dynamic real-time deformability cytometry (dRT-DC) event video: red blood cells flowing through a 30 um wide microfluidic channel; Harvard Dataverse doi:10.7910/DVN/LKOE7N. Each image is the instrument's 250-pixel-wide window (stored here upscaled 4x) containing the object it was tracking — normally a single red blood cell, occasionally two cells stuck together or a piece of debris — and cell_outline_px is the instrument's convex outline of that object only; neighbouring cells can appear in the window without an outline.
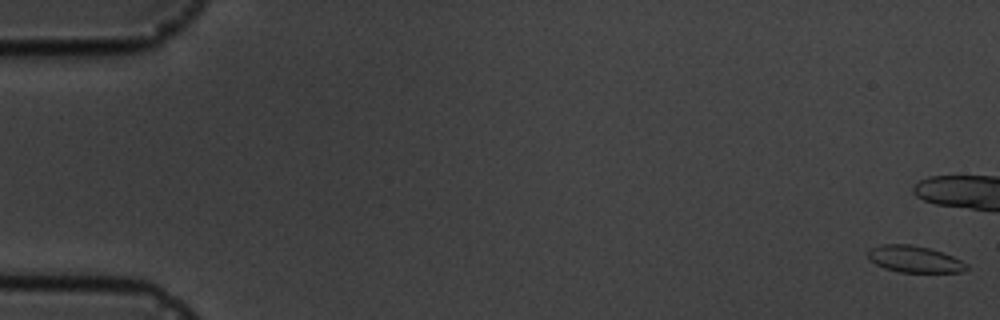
{"species": "common noctule bat (a hibernating species)", "species_latin": "Nyctalus noctula", "temperature_condition": "cold", "stored_images_in_passage": 18, "camera_frame_rate_fps": 3000, "um_per_image_px": 0.085, "animal": {"sex": "male", "body_mass_g": 19.5, "forearm_length_mm": 54.6}, "frame": {"image": 1, "passage_image": 1, "time_ms": 0.0, "image_size_px": [1000, 320], "cell_outline_px": [[968, 268], [964, 272], [900, 272], [884, 268], [868, 260], [868, 248], [880, 244], [912, 244], [928, 248], [952, 256], [968, 264]], "centroid_in_image_um": [77.69, 22.02], "position_along_channel_um": 7.3, "area_um2": 15.37}, "authors_computed_cell_mechanics": {"area_um2": 15.5771, "velocity_mm_per_s": 3.6308, "shape_relaxation_time_tau1_ms": 1.9691, "shape_relaxation_time_tau2_ms": null, "deformation_change_tau1": 0.0472, "deformation_change_tau2": null}}